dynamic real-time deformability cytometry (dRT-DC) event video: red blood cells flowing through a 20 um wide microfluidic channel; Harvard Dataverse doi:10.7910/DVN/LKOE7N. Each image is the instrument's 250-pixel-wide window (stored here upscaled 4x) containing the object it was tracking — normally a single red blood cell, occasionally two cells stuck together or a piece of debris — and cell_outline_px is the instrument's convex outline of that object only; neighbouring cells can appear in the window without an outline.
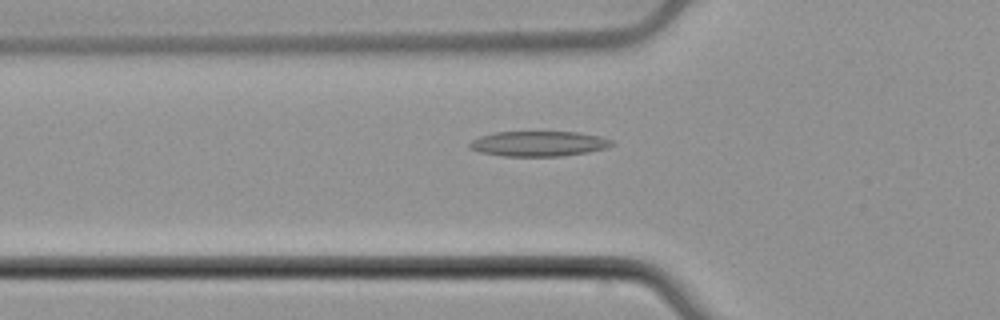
{"species": "common noctule bat (a hibernating species)", "species_latin": "Nyctalus noctula", "temperature_condition": "cold", "stored_images_in_passage": 37, "camera_frame_rate_fps": 3000, "um_per_image_px": 0.085, "animal": {"sex": "male", "body_mass_g": 21.5, "forearm_length_mm": 52.0}, "frame": {"image": 1, "passage_image": 2, "time_ms": 0.333, "image_size_px": [1000, 320], "cell_outline_px": [[616, 144], [604, 148], [588, 152], [560, 156], [504, 156], [480, 152], [468, 148], [468, 144], [472, 140], [480, 136], [496, 132], [580, 132], [600, 136], [612, 140]], "centroid_in_image_um": [45.78, 12.21], "position_along_channel_um": 80.0, "area_um2": 20.87}}
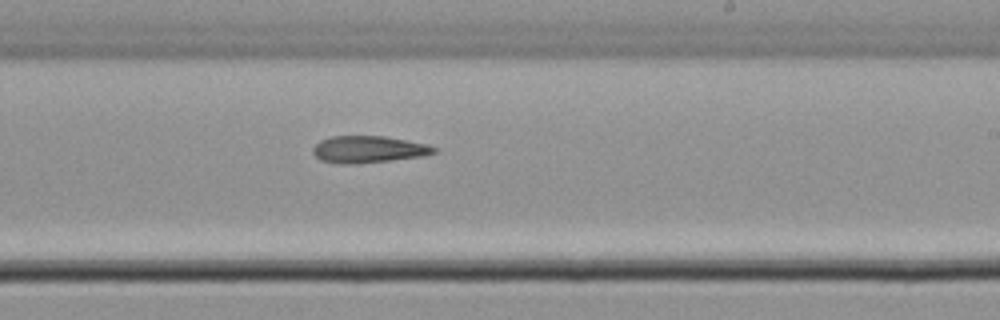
{"frame": {"image": 2, "passage_image": 16, "time_ms": 5.0, "image_size_px": [1000, 320], "cell_outline_px": [[440, 148], [436, 152], [424, 156], [392, 160], [356, 164], [340, 164], [320, 160], [312, 152], [312, 148], [320, 140], [332, 136], [384, 136], [428, 144]], "centroid_in_image_um": [31.34, 12.7], "position_along_channel_um": 257.7, "area_um2": 19.19}}
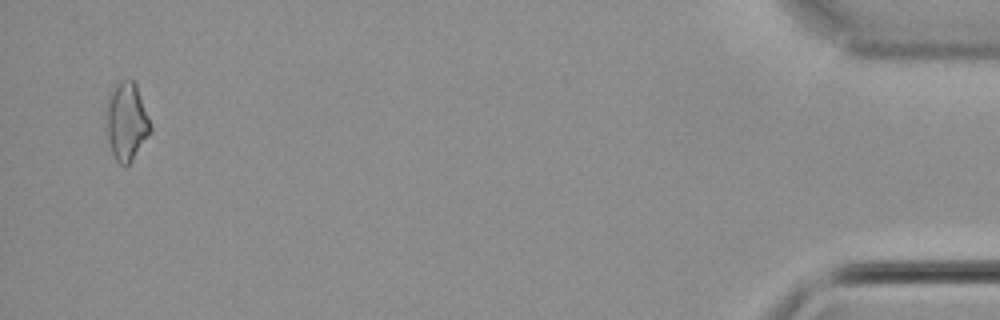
{"frame": {"image": 3, "passage_image": 36, "time_ms": 11.667, "image_size_px": [1000, 320], "cell_outline_px": [[152, 132], [132, 160], [124, 168], [116, 160], [112, 152], [104, 124], [104, 108], [108, 92], [120, 80], [132, 80], [136, 84], [148, 116], [152, 128]], "centroid_in_image_um": [10.71, 10.31], "position_along_channel_um": 424.5, "area_um2": 20.69}, "authors_computed_cell_mechanics": {"area_um2": 19.1896, "velocity_mm_per_s": 3.8083, "shape_relaxation_time_tau1_ms": null, "shape_relaxation_time_tau2_ms": 11.0135, "deformation_change_tau1": null, "deformation_change_tau2": 0.2724}}